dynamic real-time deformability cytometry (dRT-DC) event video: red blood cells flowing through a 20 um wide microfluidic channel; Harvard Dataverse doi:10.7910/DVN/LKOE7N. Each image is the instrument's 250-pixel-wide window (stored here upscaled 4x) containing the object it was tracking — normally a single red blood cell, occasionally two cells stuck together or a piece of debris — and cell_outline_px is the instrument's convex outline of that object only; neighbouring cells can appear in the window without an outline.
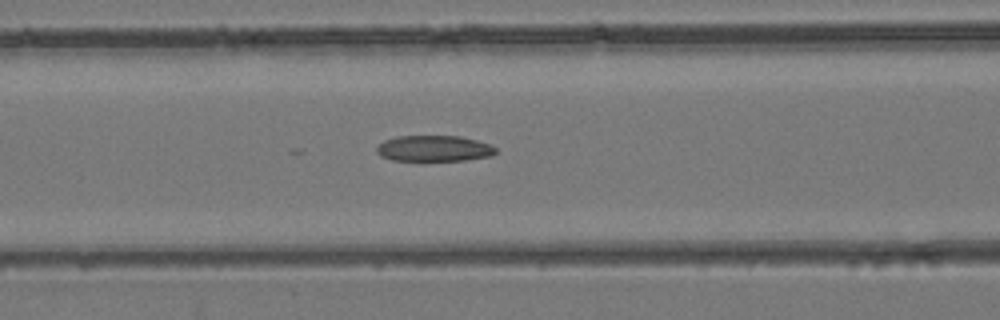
{"species": "common noctule bat (a hibernating species)", "species_latin": "Nyctalus noctula", "temperature_condition": "room temperature", "stored_images_in_passage": 44, "camera_frame_rate_fps": 3000, "um_per_image_px": 0.085, "animal": {"sex": "female", "body_mass_g": 24.6, "forearm_length_mm": 56.2}, "frame": {"image": 1, "passage_image": 19, "time_ms": 6.0, "image_size_px": [1000, 320], "cell_outline_px": [[496, 152], [492, 156], [464, 160], [392, 160], [380, 156], [376, 152], [376, 148], [384, 140], [396, 136], [460, 136], [476, 140], [488, 144], [496, 148]], "centroid_in_image_um": [36.87, 12.61], "position_along_channel_um": 129.7, "area_um2": 17.92}}
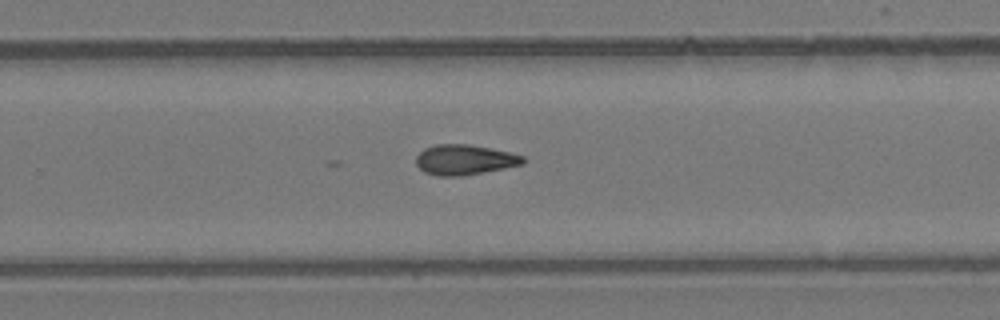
{"frame": {"image": 2, "passage_image": 29, "time_ms": 9.333, "image_size_px": [1000, 320], "cell_outline_px": [[524, 164], [504, 168], [460, 176], [436, 176], [424, 172], [416, 164], [416, 156], [424, 148], [436, 144], [468, 144], [508, 152], [524, 156]], "centroid_in_image_um": [39.45, 13.58], "position_along_channel_um": 290.4, "area_um2": 18.67}}
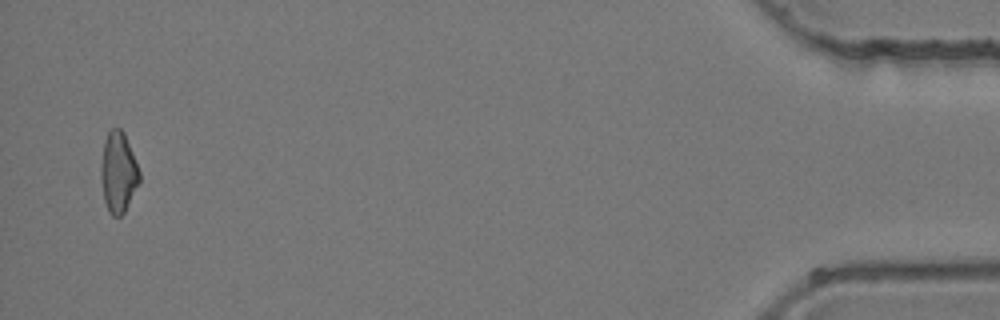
{"frame": {"image": 3, "passage_image": 43, "time_ms": 14.0, "image_size_px": [1000, 320], "cell_outline_px": [[140, 180], [124, 212], [120, 216], [112, 216], [108, 212], [104, 200], [100, 176], [100, 164], [104, 140], [108, 132], [112, 128], [120, 128], [124, 132], [140, 172]], "centroid_in_image_um": [10.03, 14.64], "position_along_channel_um": 425.2, "area_um2": 18.09}}